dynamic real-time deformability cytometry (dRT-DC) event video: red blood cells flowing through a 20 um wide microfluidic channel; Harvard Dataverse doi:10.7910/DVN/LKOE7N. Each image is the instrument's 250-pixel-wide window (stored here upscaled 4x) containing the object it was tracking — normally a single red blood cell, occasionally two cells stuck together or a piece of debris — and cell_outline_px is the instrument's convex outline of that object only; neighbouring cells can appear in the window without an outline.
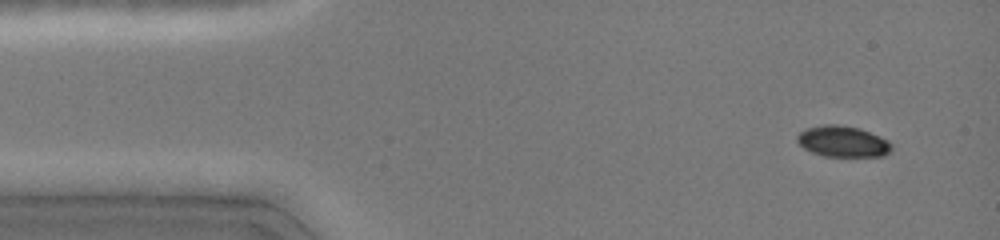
{"species": "common noctule bat (a hibernating species)", "species_latin": "Nyctalus noctula", "temperature_condition": "cold", "stored_images_in_passage": 34, "camera_frame_rate_fps": 3000, "um_per_image_px": 0.085, "animal": {"sex": "female", "body_mass_g": 19.0, "forearm_length_mm": 51.5}, "frame": {"image": 1, "passage_image": 3, "time_ms": 0.667, "image_size_px": [1000, 240], "cell_outline_px": [[892, 148], [884, 156], [824, 156], [812, 152], [804, 148], [796, 140], [796, 136], [800, 132], [808, 128], [824, 124], [836, 124], [860, 128], [880, 136], [888, 140], [892, 144]], "centroid_in_image_um": [71.65, 12.02], "position_along_channel_um": 13.4, "area_um2": 17.05}}
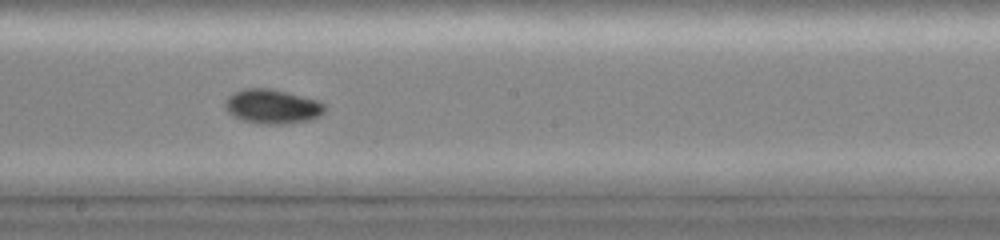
{"frame": {"image": 2, "passage_image": 19, "time_ms": 8.0, "image_size_px": [1000, 240], "cell_outline_px": [[328, 108], [320, 116], [312, 120], [284, 124], [264, 124], [244, 120], [228, 112], [224, 108], [224, 104], [228, 96], [244, 88], [268, 88], [288, 92], [320, 100]], "centroid_in_image_um": [23.21, 9.05], "position_along_channel_um": 225.0, "area_um2": 20.11}}
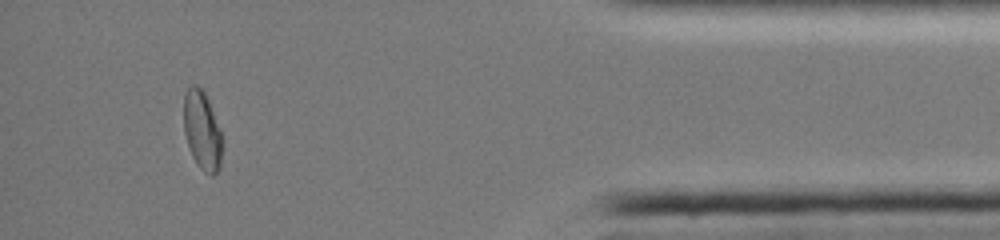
{"frame": {"image": 3, "passage_image": 31, "time_ms": 13.667, "image_size_px": [1000, 240], "cell_outline_px": [[224, 148], [220, 168], [212, 176], [204, 172], [196, 164], [192, 156], [184, 132], [184, 92], [192, 84], [196, 84], [204, 88], [220, 128]], "centroid_in_image_um": [17.21, 11.08], "position_along_channel_um": 418.0, "area_um2": 18.26}, "authors_computed_cell_mechanics": {"area_um2": 17.7157, "velocity_mm_per_s": 4.1015, "shape_relaxation_time_tau1_ms": 6.1656, "shape_relaxation_time_tau2_ms": 10.924, "deformation_change_tau1": 0.1272, "deformation_change_tau2": 0.0779}}